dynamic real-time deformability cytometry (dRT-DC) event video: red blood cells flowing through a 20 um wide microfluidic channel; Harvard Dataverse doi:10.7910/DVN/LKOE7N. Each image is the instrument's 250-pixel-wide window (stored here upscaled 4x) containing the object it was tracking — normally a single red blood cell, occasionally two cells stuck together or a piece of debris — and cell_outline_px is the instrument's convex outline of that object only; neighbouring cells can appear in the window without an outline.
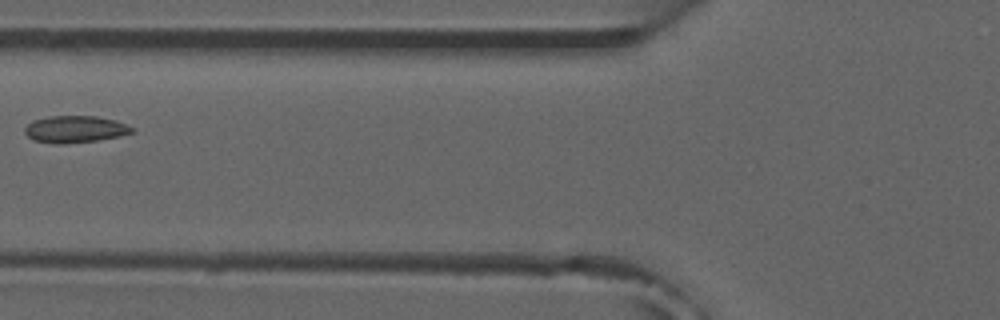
{"species": "common noctule bat (a hibernating species)", "species_latin": "Nyctalus noctula", "temperature_condition": "room temperature", "stored_images_in_passage": 5, "camera_frame_rate_fps": 3000, "um_per_image_px": 0.085, "animal": {"sex": "male", "forearm_length_mm": 52.5}, "frame": {"image": 1, "passage_image": 5, "time_ms": 4.667, "image_size_px": [1000, 320], "cell_outline_px": [[136, 132], [120, 136], [96, 140], [64, 144], [56, 144], [32, 140], [24, 132], [24, 128], [32, 120], [48, 116], [96, 116], [116, 120], [136, 128]], "centroid_in_image_um": [6.4, 10.98], "position_along_channel_um": 119.4, "area_um2": 17.05}}